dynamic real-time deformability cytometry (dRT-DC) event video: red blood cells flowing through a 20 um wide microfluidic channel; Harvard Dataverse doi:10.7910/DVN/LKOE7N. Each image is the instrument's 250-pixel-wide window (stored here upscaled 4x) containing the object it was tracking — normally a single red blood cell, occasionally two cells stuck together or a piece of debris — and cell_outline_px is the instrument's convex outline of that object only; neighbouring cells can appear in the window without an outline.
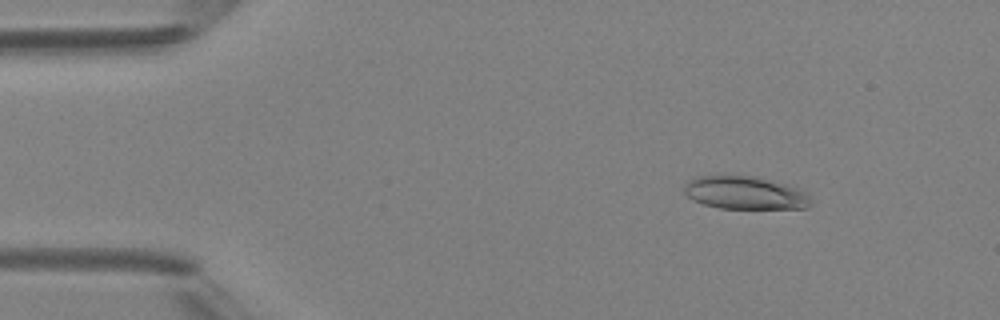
{"species": "Egyptian fruit bat (a non-hibernating species)", "species_latin": "Rousettus aegyptiacus", "temperature_condition": "room temperature", "stored_images_in_passage": 4, "camera_frame_rate_fps": 3000, "um_per_image_px": 0.085, "animal": {"sex": "female"}, "frame": {"image": 1, "passage_image": 2, "time_ms": 1.0, "image_size_px": [1000, 320], "cell_outline_px": [[812, 204], [808, 208], [720, 208], [704, 204], [692, 200], [684, 192], [684, 188], [688, 180], [696, 176], [756, 176], [796, 188], [804, 192], [812, 200]], "centroid_in_image_um": [63.31, 16.4], "position_along_channel_um": 21.7, "area_um2": 24.04}}